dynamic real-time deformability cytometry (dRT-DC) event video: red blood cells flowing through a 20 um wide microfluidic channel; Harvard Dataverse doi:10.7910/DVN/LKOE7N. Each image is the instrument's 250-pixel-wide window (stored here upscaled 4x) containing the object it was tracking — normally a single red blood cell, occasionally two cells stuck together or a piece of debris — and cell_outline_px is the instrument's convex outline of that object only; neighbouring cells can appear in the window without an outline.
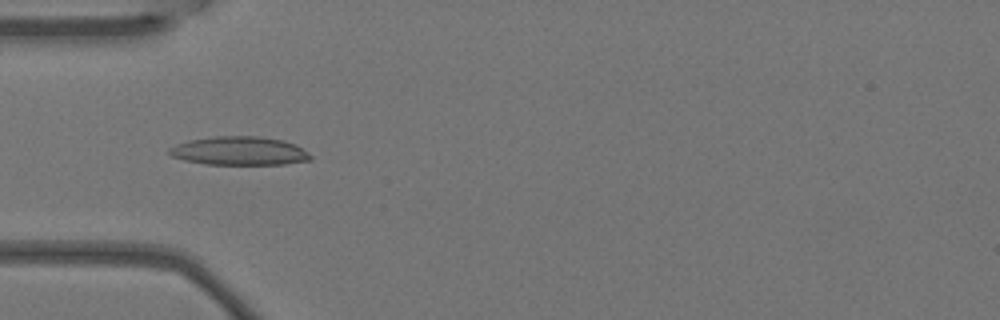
{"species": "Egyptian fruit bat (a non-hibernating species)", "species_latin": "Rousettus aegyptiacus", "temperature_condition": "warm", "stored_images_in_passage": 5, "camera_frame_rate_fps": 3000, "um_per_image_px": 0.085, "animal": {"sex": "female"}, "frame": {"image": 1, "passage_image": 5, "time_ms": 1.333, "image_size_px": [1000, 320], "cell_outline_px": [[312, 160], [284, 164], [204, 164], [184, 160], [172, 156], [168, 152], [168, 148], [176, 144], [188, 140], [216, 136], [260, 136], [284, 140], [296, 144], [308, 152], [312, 156]], "centroid_in_image_um": [20.36, 12.82], "position_along_channel_um": 64.6, "area_um2": 23.7}}